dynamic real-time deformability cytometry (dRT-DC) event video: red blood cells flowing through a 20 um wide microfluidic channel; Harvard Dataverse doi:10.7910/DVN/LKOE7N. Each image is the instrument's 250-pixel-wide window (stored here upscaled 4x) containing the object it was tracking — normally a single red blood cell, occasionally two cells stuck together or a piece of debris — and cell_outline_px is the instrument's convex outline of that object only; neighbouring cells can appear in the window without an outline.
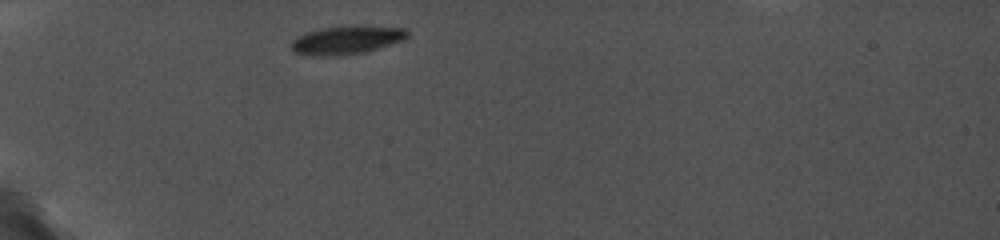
{"species": "common noctule bat (a hibernating species)", "species_latin": "Nyctalus noctula", "temperature_condition": "cold", "stored_images_in_passage": 18, "camera_frame_rate_fps": 5000, "um_per_image_px": 0.085, "animal": {"sex": "female", "body_mass_g": 19.0, "forearm_length_mm": 56.7}, "frame": {"image": 1, "passage_image": 1, "time_ms": 0.0, "image_size_px": [1000, 240], "cell_outline_px": [[408, 36], [400, 40], [364, 52], [336, 56], [312, 56], [296, 52], [292, 48], [292, 40], [296, 36], [304, 32], [320, 28], [352, 24], [360, 24], [404, 28], [408, 32]], "centroid_in_image_um": [29.41, 3.36], "position_along_channel_um": 55.6, "area_um2": 19.42}}
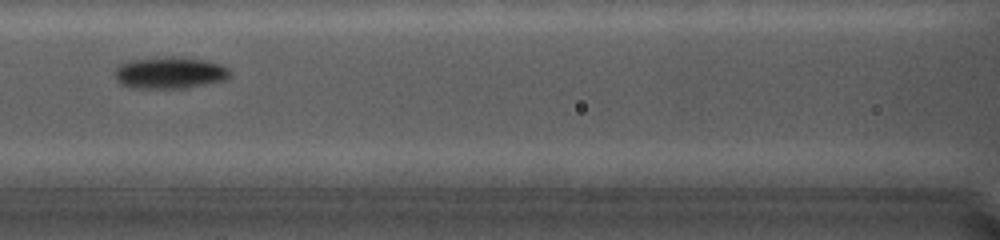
{"frame": {"image": 2, "passage_image": 6, "time_ms": 3.2, "image_size_px": [1000, 240], "cell_outline_px": [[232, 76], [224, 80], [188, 88], [132, 88], [120, 84], [116, 80], [116, 68], [120, 64], [128, 60], [152, 56], [172, 56], [208, 60], [220, 64], [228, 68], [232, 72]], "centroid_in_image_um": [14.44, 6.17], "position_along_channel_um": 152.2, "area_um2": 21.85}}
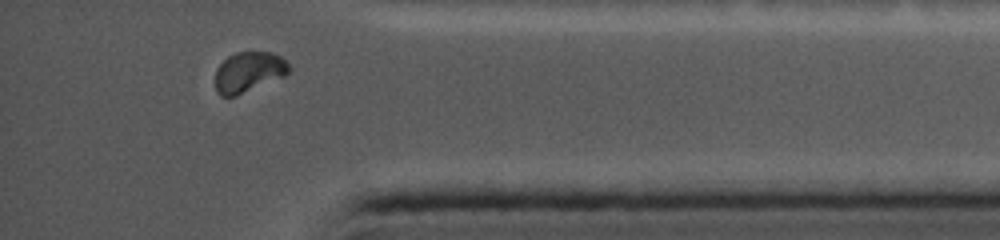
{"frame": {"image": 3, "passage_image": 17, "time_ms": 10.2, "image_size_px": [1000, 240], "cell_outline_px": [[292, 68], [284, 76], [236, 96], [220, 96], [216, 92], [216, 68], [228, 56], [236, 52], [272, 52], [280, 56]], "centroid_in_image_um": [21.13, 6.12], "position_along_channel_um": 414.1, "area_um2": 17.28}, "authors_computed_cell_mechanics": {"area_um2": 19.4497, "velocity_mm_per_s": 3.7569, "shape_relaxation_time_tau1_ms": 1.6042, "shape_relaxation_time_tau2_ms": 3.2708, "deformation_change_tau1": 0.0684, "deformation_change_tau2": 0.0293}}